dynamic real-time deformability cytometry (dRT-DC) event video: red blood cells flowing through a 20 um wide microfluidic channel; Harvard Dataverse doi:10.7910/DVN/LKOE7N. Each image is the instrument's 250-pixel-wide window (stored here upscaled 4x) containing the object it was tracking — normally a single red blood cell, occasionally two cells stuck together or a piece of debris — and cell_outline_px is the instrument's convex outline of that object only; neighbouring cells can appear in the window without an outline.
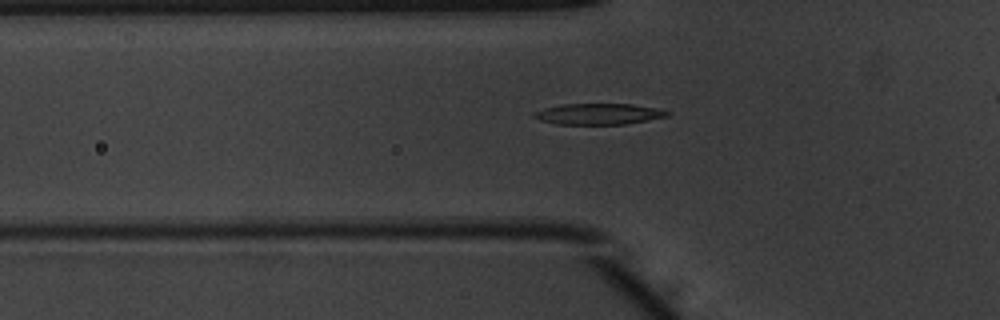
{"species": "common noctule bat (a hibernating species)", "species_latin": "Nyctalus noctula", "temperature_condition": "warm", "stored_images_in_passage": 40, "camera_frame_rate_fps": 3000, "um_per_image_px": 0.085, "animal": {"sex": "male", "body_mass_g": 20.1, "forearm_length_mm": 53.5}, "frame": {"image": 1, "passage_image": 12, "time_ms": 3.667, "image_size_px": [1000, 320], "cell_outline_px": [[672, 112], [668, 116], [648, 120], [624, 124], [556, 124], [540, 120], [532, 116], [532, 112], [544, 108], [560, 104], [632, 104], [656, 108]], "centroid_in_image_um": [50.86, 9.68], "position_along_channel_um": 74.9, "area_um2": 16.36}}
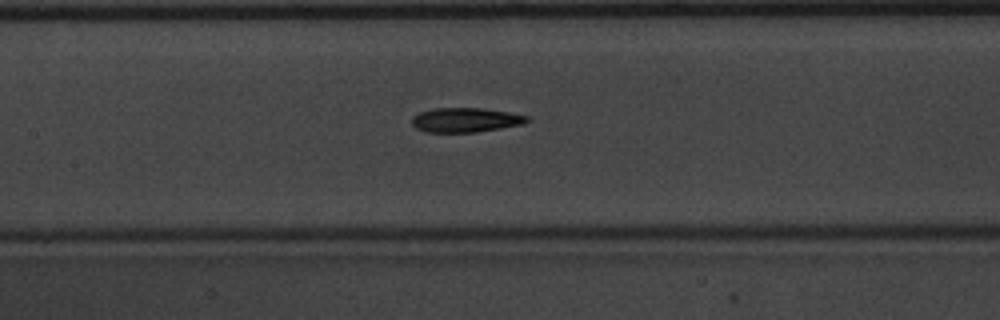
{"frame": {"image": 2, "passage_image": 19, "time_ms": 6.0, "image_size_px": [1000, 320], "cell_outline_px": [[528, 120], [524, 124], [476, 132], [428, 132], [416, 128], [412, 124], [412, 116], [420, 112], [432, 108], [484, 108], [508, 112], [528, 116]], "centroid_in_image_um": [39.55, 10.19], "position_along_channel_um": 167.8, "area_um2": 16.36}}
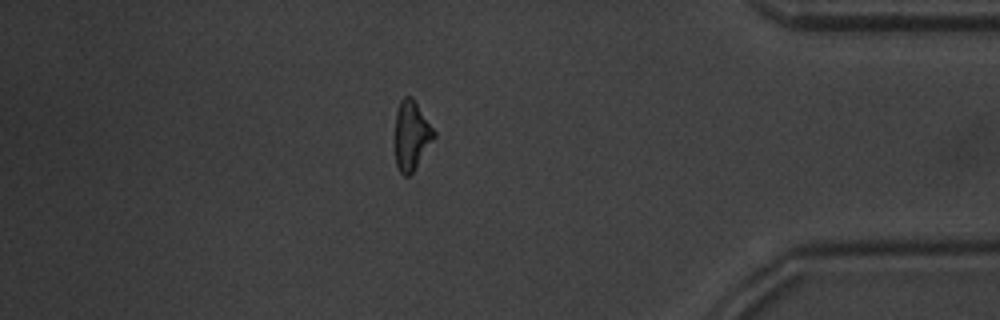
{"frame": {"image": 3, "passage_image": 39, "time_ms": 12.667, "image_size_px": [1000, 320], "cell_outline_px": [[436, 136], [412, 172], [408, 176], [404, 176], [400, 172], [396, 164], [396, 112], [400, 100], [404, 96], [412, 96], [436, 132]], "centroid_in_image_um": [34.98, 11.48], "position_along_channel_um": 400.2, "area_um2": 15.49}}